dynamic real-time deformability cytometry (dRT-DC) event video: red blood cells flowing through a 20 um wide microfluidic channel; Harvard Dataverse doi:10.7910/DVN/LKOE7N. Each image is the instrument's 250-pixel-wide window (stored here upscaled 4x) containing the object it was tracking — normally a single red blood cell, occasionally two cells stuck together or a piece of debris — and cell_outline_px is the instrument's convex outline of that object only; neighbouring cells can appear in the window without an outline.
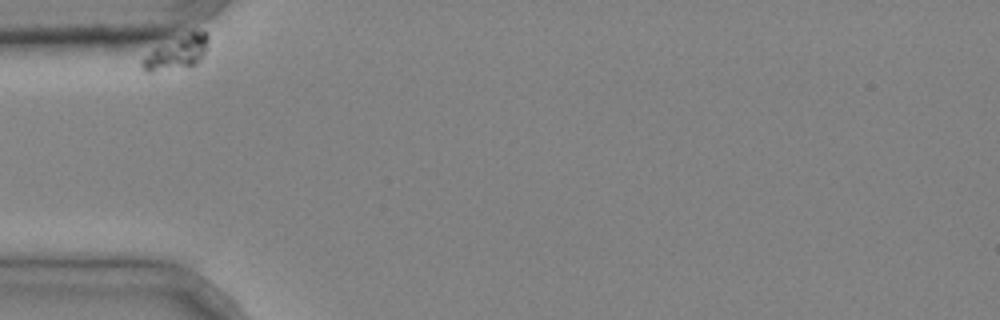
{"species": "common noctule bat (a hibernating species)", "species_latin": "Nyctalus noctula", "temperature_condition": "cold", "stored_images_in_passage": 3, "camera_frame_rate_fps": 3000, "um_per_image_px": 0.085, "animal": {"sex": "male", "body_mass_g": 20.4}, "frame": {"image": 1, "passage_image": 1, "time_ms": 0.0, "image_size_px": [1000, 320], "cell_outline_px": [[208, 40], [204, 52], [200, 60], [196, 64], [152, 72], [148, 72], [140, 64], [140, 60], [144, 56], [156, 48], [192, 32], [204, 32], [208, 36]], "centroid_in_image_um": [15.01, 4.51], "position_along_channel_um": 70.0, "area_um2": 12.02}}